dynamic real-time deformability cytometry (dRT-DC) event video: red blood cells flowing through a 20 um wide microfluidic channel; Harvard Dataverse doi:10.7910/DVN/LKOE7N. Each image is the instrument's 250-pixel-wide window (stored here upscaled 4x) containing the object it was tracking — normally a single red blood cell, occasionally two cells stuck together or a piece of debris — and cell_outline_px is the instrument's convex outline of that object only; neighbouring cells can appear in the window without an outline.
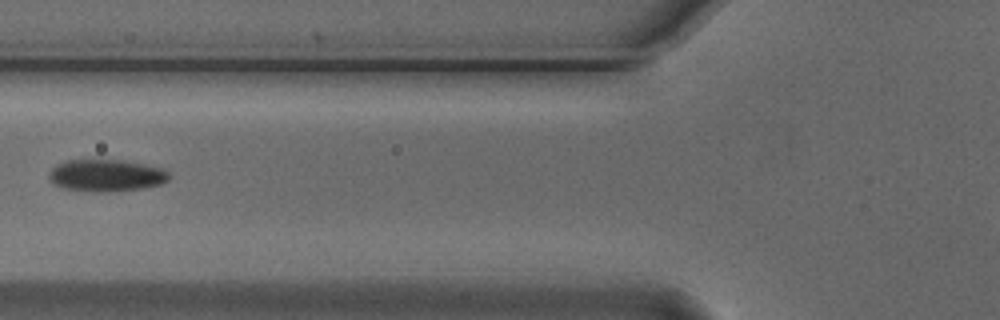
{"species": "Egyptian fruit bat (a non-hibernating species)", "species_latin": "Rousettus aegyptiacus", "temperature_condition": "cold", "stored_images_in_passage": 4, "camera_frame_rate_fps": 3000, "um_per_image_px": 0.085, "animal": {"sex": "male"}, "frame": {"image": 1, "passage_image": 3, "time_ms": 0.667, "image_size_px": [1000, 320], "cell_outline_px": [[172, 176], [168, 180], [160, 184], [140, 188], [104, 192], [96, 192], [64, 188], [52, 184], [48, 176], [52, 168], [56, 164], [68, 160], [124, 160], [164, 168]], "centroid_in_image_um": [9.03, 14.9], "position_along_channel_um": 116.8, "area_um2": 22.43}}
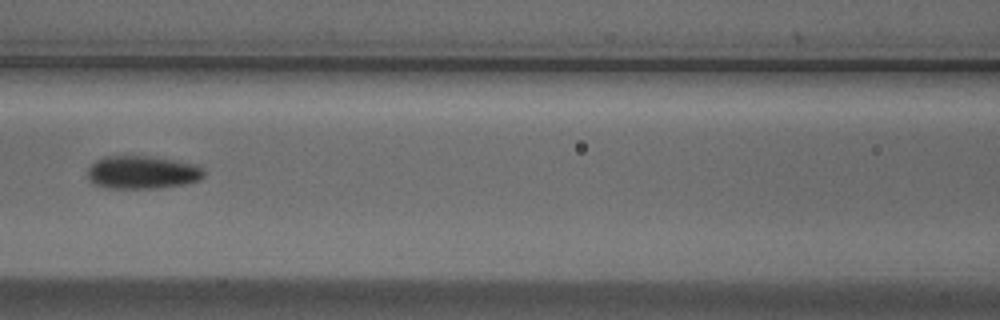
{"frame": {"image": 2, "passage_image": 4, "time_ms": 1.0, "image_size_px": [1000, 320], "cell_outline_px": [[204, 176], [200, 180], [184, 184], [160, 188], [108, 188], [92, 184], [88, 180], [88, 168], [96, 160], [104, 156], [148, 156], [176, 160], [200, 164], [204, 168]], "centroid_in_image_um": [12.12, 14.65], "position_along_channel_um": 154.5, "area_um2": 22.77}}